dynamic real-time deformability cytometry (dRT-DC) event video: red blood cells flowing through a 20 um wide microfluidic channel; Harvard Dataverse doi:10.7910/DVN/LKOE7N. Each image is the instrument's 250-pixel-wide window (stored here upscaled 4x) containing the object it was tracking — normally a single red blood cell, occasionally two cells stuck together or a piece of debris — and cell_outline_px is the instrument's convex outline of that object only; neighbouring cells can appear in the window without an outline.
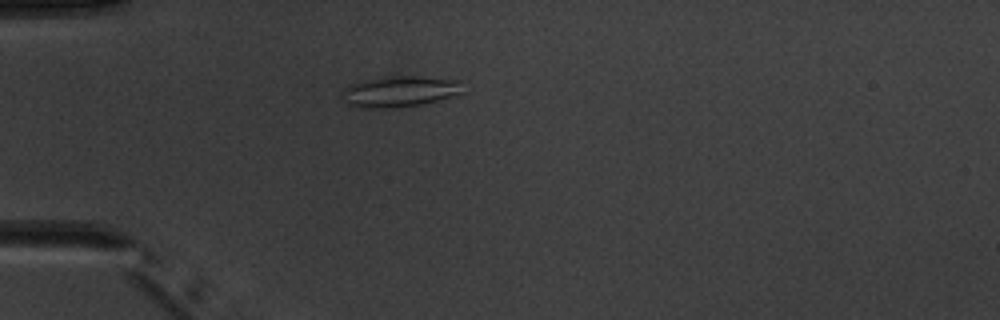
{"species": "common noctule bat (a hibernating species)", "species_latin": "Nyctalus noctula", "temperature_condition": "warm", "stored_images_in_passage": 3, "camera_frame_rate_fps": 3000, "um_per_image_px": 0.085, "animal": {"sex": "male", "body_mass_g": 20.1, "forearm_length_mm": 53.5}, "frame": {"image": 1, "passage_image": 3, "time_ms": 2.333, "image_size_px": [1000, 320], "cell_outline_px": [[460, 92], [424, 104], [396, 108], [360, 108], [348, 104], [344, 100], [340, 92], [344, 88], [352, 84], [364, 80], [388, 76], [416, 76], [460, 80]], "centroid_in_image_um": [33.88, 7.78], "position_along_channel_um": 51.1, "area_um2": 21.56}}